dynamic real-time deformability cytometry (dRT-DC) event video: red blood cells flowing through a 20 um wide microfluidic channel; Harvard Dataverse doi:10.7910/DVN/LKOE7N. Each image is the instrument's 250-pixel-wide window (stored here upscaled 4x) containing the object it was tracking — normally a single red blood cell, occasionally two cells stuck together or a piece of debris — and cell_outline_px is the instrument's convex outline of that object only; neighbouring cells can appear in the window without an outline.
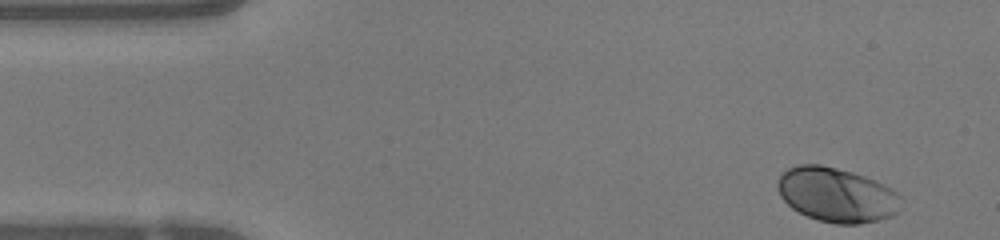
{"species": "human", "species_latin": "Homo sapiens", "temperature_condition": "warm", "stored_images_in_passage": 40, "camera_frame_rate_fps": 3000, "um_per_image_px": 0.085, "donor": {"sex": "female"}, "frame": {"image": 1, "passage_image": 1, "time_ms": 0.0, "image_size_px": [1000, 240], "cell_outline_px": [[904, 200], [896, 212], [892, 216], [860, 224], [836, 224], [820, 220], [808, 216], [792, 208], [780, 196], [776, 188], [776, 180], [788, 168], [800, 164], [820, 164], [852, 172], [864, 176], [884, 184], [892, 188]], "centroid_in_image_um": [71.11, 16.55], "position_along_channel_um": 13.9, "area_um2": 39.25}}
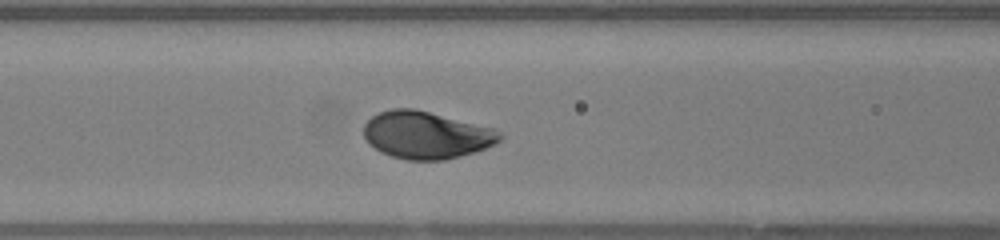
{"frame": {"image": 2, "passage_image": 17, "time_ms": 5.333, "image_size_px": [1000, 240], "cell_outline_px": [[504, 136], [496, 144], [460, 156], [444, 160], [408, 160], [392, 156], [380, 152], [368, 144], [364, 136], [364, 124], [372, 116], [380, 112], [392, 108], [412, 108], [496, 128]], "centroid_in_image_um": [36.23, 11.48], "position_along_channel_um": 130.4, "area_um2": 37.57}}
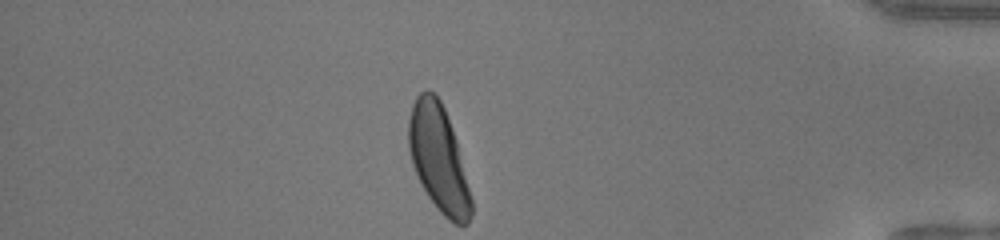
{"frame": {"image": 3, "passage_image": 40, "time_ms": 13.0, "image_size_px": [1000, 240], "cell_outline_px": [[472, 216], [468, 224], [456, 224], [448, 220], [440, 212], [428, 196], [412, 164], [408, 148], [408, 120], [412, 104], [416, 96], [424, 88], [428, 88], [440, 100], [444, 108], [456, 140], [472, 200]], "centroid_in_image_um": [37.26, 13.45], "position_along_channel_um": 397.9, "area_um2": 38.55}, "authors_computed_cell_mechanics": {"area_um2": 37.3099, "velocity_mm_per_s": 4.0721, "shape_relaxation_time_tau1_ms": 1.6241, "shape_relaxation_time_tau2_ms": null, "deformation_change_tau1": 0.1144, "deformation_change_tau2": null}}